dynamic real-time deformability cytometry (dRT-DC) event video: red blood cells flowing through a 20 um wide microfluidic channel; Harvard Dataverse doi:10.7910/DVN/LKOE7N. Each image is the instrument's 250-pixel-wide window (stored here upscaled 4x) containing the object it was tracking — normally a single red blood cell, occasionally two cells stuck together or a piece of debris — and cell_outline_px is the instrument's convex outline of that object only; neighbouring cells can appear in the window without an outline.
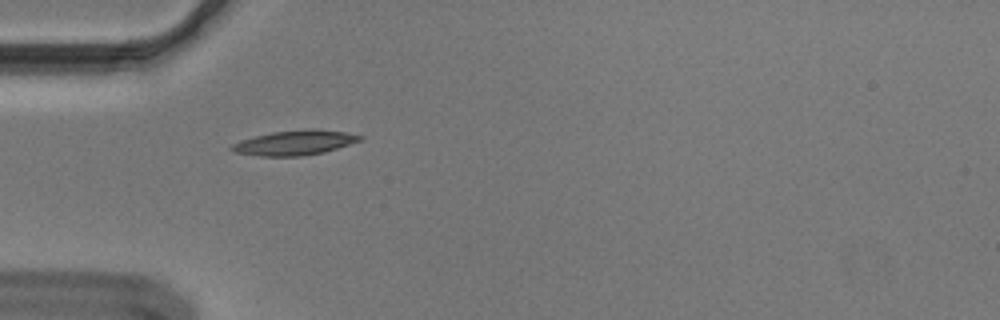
{"species": "Egyptian fruit bat (a non-hibernating species)", "species_latin": "Rousettus aegyptiacus", "temperature_condition": "cold", "stored_images_in_passage": 39, "camera_frame_rate_fps": 3000, "um_per_image_px": 0.085, "animal": {"sex": "male"}, "frame": {"image": 1, "passage_image": 1, "time_ms": 0.0, "image_size_px": [1000, 320], "cell_outline_px": [[364, 140], [324, 152], [300, 156], [260, 156], [236, 152], [228, 148], [232, 144], [240, 140], [272, 132], [312, 128], [316, 128], [344, 132], [364, 136]], "centroid_in_image_um": [25.09, 12.12], "position_along_channel_um": 59.9, "area_um2": 18.55}}
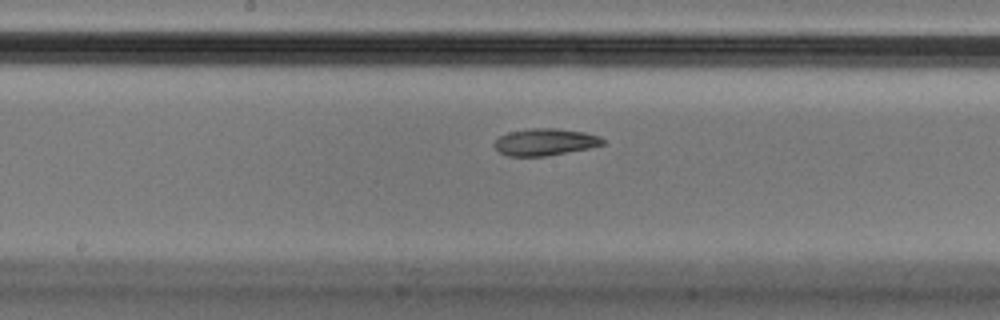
{"frame": {"image": 2, "passage_image": 13, "time_ms": 4.0, "image_size_px": [1000, 320], "cell_outline_px": [[604, 144], [588, 148], [544, 156], [508, 156], [500, 152], [492, 144], [500, 136], [508, 132], [532, 128], [556, 128], [584, 132], [600, 136], [604, 140]], "centroid_in_image_um": [46.31, 12.06], "position_along_channel_um": 201.9, "area_um2": 16.88}}
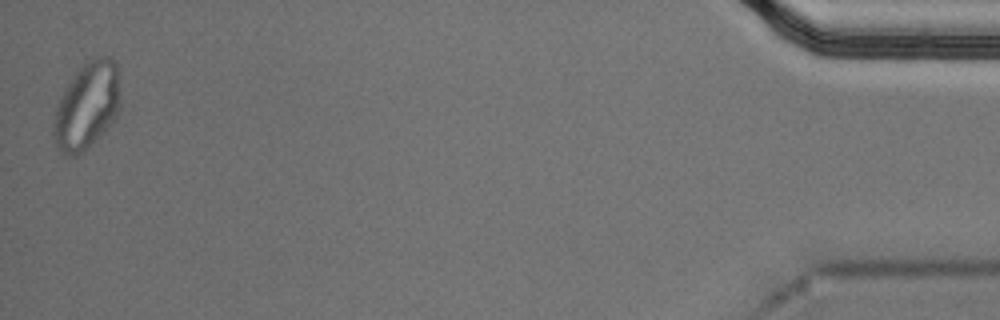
{"frame": {"image": 3, "passage_image": 39, "time_ms": 12.667, "image_size_px": [1000, 320], "cell_outline_px": [[120, 108], [116, 116], [104, 132], [76, 156], [64, 156], [56, 148], [52, 132], [52, 124], [56, 108], [60, 96], [72, 76], [88, 60], [96, 56], [108, 56], [116, 60], [120, 100]], "centroid_in_image_um": [7.37, 9.0], "position_along_channel_um": 427.8, "area_um2": 33.99}, "authors_computed_cell_mechanics": {"area_um2": 17.6868, "velocity_mm_per_s": 3.6136, "shape_relaxation_time_tau1_ms": null, "shape_relaxation_time_tau2_ms": 8.1442, "deformation_change_tau1": null, "deformation_change_tau2": 0.1526}}